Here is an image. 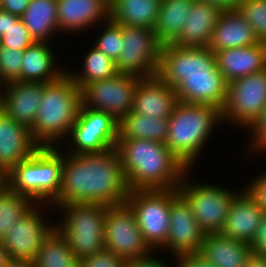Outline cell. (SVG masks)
<instances>
[{
  "mask_svg": "<svg viewBox=\"0 0 266 267\" xmlns=\"http://www.w3.org/2000/svg\"><path fill=\"white\" fill-rule=\"evenodd\" d=\"M161 0H110L109 18L120 25L154 28Z\"/></svg>",
  "mask_w": 266,
  "mask_h": 267,
  "instance_id": "cell-27",
  "label": "cell"
},
{
  "mask_svg": "<svg viewBox=\"0 0 266 267\" xmlns=\"http://www.w3.org/2000/svg\"><path fill=\"white\" fill-rule=\"evenodd\" d=\"M31 0H2L0 9L21 17Z\"/></svg>",
  "mask_w": 266,
  "mask_h": 267,
  "instance_id": "cell-43",
  "label": "cell"
},
{
  "mask_svg": "<svg viewBox=\"0 0 266 267\" xmlns=\"http://www.w3.org/2000/svg\"><path fill=\"white\" fill-rule=\"evenodd\" d=\"M247 188L249 193L254 197L261 209L266 213V173L259 178L254 179Z\"/></svg>",
  "mask_w": 266,
  "mask_h": 267,
  "instance_id": "cell-40",
  "label": "cell"
},
{
  "mask_svg": "<svg viewBox=\"0 0 266 267\" xmlns=\"http://www.w3.org/2000/svg\"><path fill=\"white\" fill-rule=\"evenodd\" d=\"M177 261L176 267H215L200 253L179 256Z\"/></svg>",
  "mask_w": 266,
  "mask_h": 267,
  "instance_id": "cell-42",
  "label": "cell"
},
{
  "mask_svg": "<svg viewBox=\"0 0 266 267\" xmlns=\"http://www.w3.org/2000/svg\"><path fill=\"white\" fill-rule=\"evenodd\" d=\"M56 227L46 225L41 213L34 205L25 215L9 228L1 240L9 258L33 262L44 240Z\"/></svg>",
  "mask_w": 266,
  "mask_h": 267,
  "instance_id": "cell-15",
  "label": "cell"
},
{
  "mask_svg": "<svg viewBox=\"0 0 266 267\" xmlns=\"http://www.w3.org/2000/svg\"><path fill=\"white\" fill-rule=\"evenodd\" d=\"M126 203L134 212L147 245L151 249L163 247L170 228L171 189L132 190Z\"/></svg>",
  "mask_w": 266,
  "mask_h": 267,
  "instance_id": "cell-8",
  "label": "cell"
},
{
  "mask_svg": "<svg viewBox=\"0 0 266 267\" xmlns=\"http://www.w3.org/2000/svg\"><path fill=\"white\" fill-rule=\"evenodd\" d=\"M9 259L7 252L4 250L2 243L0 241V267H2L5 262Z\"/></svg>",
  "mask_w": 266,
  "mask_h": 267,
  "instance_id": "cell-49",
  "label": "cell"
},
{
  "mask_svg": "<svg viewBox=\"0 0 266 267\" xmlns=\"http://www.w3.org/2000/svg\"><path fill=\"white\" fill-rule=\"evenodd\" d=\"M20 20V17L12 15L0 9V37Z\"/></svg>",
  "mask_w": 266,
  "mask_h": 267,
  "instance_id": "cell-45",
  "label": "cell"
},
{
  "mask_svg": "<svg viewBox=\"0 0 266 267\" xmlns=\"http://www.w3.org/2000/svg\"><path fill=\"white\" fill-rule=\"evenodd\" d=\"M35 43L25 24L20 19L15 25L0 37V46L24 50Z\"/></svg>",
  "mask_w": 266,
  "mask_h": 267,
  "instance_id": "cell-37",
  "label": "cell"
},
{
  "mask_svg": "<svg viewBox=\"0 0 266 267\" xmlns=\"http://www.w3.org/2000/svg\"><path fill=\"white\" fill-rule=\"evenodd\" d=\"M266 107V68L228 84L222 119L251 127Z\"/></svg>",
  "mask_w": 266,
  "mask_h": 267,
  "instance_id": "cell-13",
  "label": "cell"
},
{
  "mask_svg": "<svg viewBox=\"0 0 266 267\" xmlns=\"http://www.w3.org/2000/svg\"><path fill=\"white\" fill-rule=\"evenodd\" d=\"M222 120V110L210 104L177 102L168 119L165 145L188 170L195 162L215 123Z\"/></svg>",
  "mask_w": 266,
  "mask_h": 267,
  "instance_id": "cell-5",
  "label": "cell"
},
{
  "mask_svg": "<svg viewBox=\"0 0 266 267\" xmlns=\"http://www.w3.org/2000/svg\"><path fill=\"white\" fill-rule=\"evenodd\" d=\"M252 254L266 255V213H264L260 226L250 244Z\"/></svg>",
  "mask_w": 266,
  "mask_h": 267,
  "instance_id": "cell-41",
  "label": "cell"
},
{
  "mask_svg": "<svg viewBox=\"0 0 266 267\" xmlns=\"http://www.w3.org/2000/svg\"><path fill=\"white\" fill-rule=\"evenodd\" d=\"M218 70L227 83L266 68V42L234 47L215 53Z\"/></svg>",
  "mask_w": 266,
  "mask_h": 267,
  "instance_id": "cell-21",
  "label": "cell"
},
{
  "mask_svg": "<svg viewBox=\"0 0 266 267\" xmlns=\"http://www.w3.org/2000/svg\"><path fill=\"white\" fill-rule=\"evenodd\" d=\"M33 202L30 198L12 191L7 186L0 192V241L12 224H15L34 206Z\"/></svg>",
  "mask_w": 266,
  "mask_h": 267,
  "instance_id": "cell-33",
  "label": "cell"
},
{
  "mask_svg": "<svg viewBox=\"0 0 266 267\" xmlns=\"http://www.w3.org/2000/svg\"><path fill=\"white\" fill-rule=\"evenodd\" d=\"M23 50L0 46V82L21 81Z\"/></svg>",
  "mask_w": 266,
  "mask_h": 267,
  "instance_id": "cell-36",
  "label": "cell"
},
{
  "mask_svg": "<svg viewBox=\"0 0 266 267\" xmlns=\"http://www.w3.org/2000/svg\"><path fill=\"white\" fill-rule=\"evenodd\" d=\"M67 157L64 158L59 196L52 204L97 203L113 206L126 203L129 189L116 147Z\"/></svg>",
  "mask_w": 266,
  "mask_h": 267,
  "instance_id": "cell-1",
  "label": "cell"
},
{
  "mask_svg": "<svg viewBox=\"0 0 266 267\" xmlns=\"http://www.w3.org/2000/svg\"><path fill=\"white\" fill-rule=\"evenodd\" d=\"M79 267H126V262L105 248L79 260Z\"/></svg>",
  "mask_w": 266,
  "mask_h": 267,
  "instance_id": "cell-38",
  "label": "cell"
},
{
  "mask_svg": "<svg viewBox=\"0 0 266 267\" xmlns=\"http://www.w3.org/2000/svg\"><path fill=\"white\" fill-rule=\"evenodd\" d=\"M157 75L176 90L179 102L210 104L223 110L228 83L208 47L163 45Z\"/></svg>",
  "mask_w": 266,
  "mask_h": 267,
  "instance_id": "cell-2",
  "label": "cell"
},
{
  "mask_svg": "<svg viewBox=\"0 0 266 267\" xmlns=\"http://www.w3.org/2000/svg\"><path fill=\"white\" fill-rule=\"evenodd\" d=\"M260 41L237 8L223 10L212 33L208 49L214 54L234 47L256 45Z\"/></svg>",
  "mask_w": 266,
  "mask_h": 267,
  "instance_id": "cell-22",
  "label": "cell"
},
{
  "mask_svg": "<svg viewBox=\"0 0 266 267\" xmlns=\"http://www.w3.org/2000/svg\"><path fill=\"white\" fill-rule=\"evenodd\" d=\"M20 19L35 42H46L59 30L57 0H31Z\"/></svg>",
  "mask_w": 266,
  "mask_h": 267,
  "instance_id": "cell-29",
  "label": "cell"
},
{
  "mask_svg": "<svg viewBox=\"0 0 266 267\" xmlns=\"http://www.w3.org/2000/svg\"><path fill=\"white\" fill-rule=\"evenodd\" d=\"M205 233L200 229L192 213L190 204L179 193L171 189L170 228L166 244L176 257L199 253Z\"/></svg>",
  "mask_w": 266,
  "mask_h": 267,
  "instance_id": "cell-16",
  "label": "cell"
},
{
  "mask_svg": "<svg viewBox=\"0 0 266 267\" xmlns=\"http://www.w3.org/2000/svg\"><path fill=\"white\" fill-rule=\"evenodd\" d=\"M66 211L63 224L56 228L67 239L78 260L105 248L104 222L107 206L97 203L60 205Z\"/></svg>",
  "mask_w": 266,
  "mask_h": 267,
  "instance_id": "cell-7",
  "label": "cell"
},
{
  "mask_svg": "<svg viewBox=\"0 0 266 267\" xmlns=\"http://www.w3.org/2000/svg\"><path fill=\"white\" fill-rule=\"evenodd\" d=\"M105 21L108 25L103 34L100 35L96 41L95 47L116 62L121 54L122 44L124 41L122 35V25L117 24L110 18Z\"/></svg>",
  "mask_w": 266,
  "mask_h": 267,
  "instance_id": "cell-35",
  "label": "cell"
},
{
  "mask_svg": "<svg viewBox=\"0 0 266 267\" xmlns=\"http://www.w3.org/2000/svg\"><path fill=\"white\" fill-rule=\"evenodd\" d=\"M126 267H168L161 260L154 259L150 256L137 258L126 262Z\"/></svg>",
  "mask_w": 266,
  "mask_h": 267,
  "instance_id": "cell-44",
  "label": "cell"
},
{
  "mask_svg": "<svg viewBox=\"0 0 266 267\" xmlns=\"http://www.w3.org/2000/svg\"><path fill=\"white\" fill-rule=\"evenodd\" d=\"M109 5L110 0H57L58 29L73 32L108 20Z\"/></svg>",
  "mask_w": 266,
  "mask_h": 267,
  "instance_id": "cell-24",
  "label": "cell"
},
{
  "mask_svg": "<svg viewBox=\"0 0 266 267\" xmlns=\"http://www.w3.org/2000/svg\"><path fill=\"white\" fill-rule=\"evenodd\" d=\"M104 244L106 250L125 262L145 257L151 252L137 225L134 212L127 203L107 206Z\"/></svg>",
  "mask_w": 266,
  "mask_h": 267,
  "instance_id": "cell-10",
  "label": "cell"
},
{
  "mask_svg": "<svg viewBox=\"0 0 266 267\" xmlns=\"http://www.w3.org/2000/svg\"><path fill=\"white\" fill-rule=\"evenodd\" d=\"M32 263L33 267H79V260L57 228L44 240Z\"/></svg>",
  "mask_w": 266,
  "mask_h": 267,
  "instance_id": "cell-31",
  "label": "cell"
},
{
  "mask_svg": "<svg viewBox=\"0 0 266 267\" xmlns=\"http://www.w3.org/2000/svg\"><path fill=\"white\" fill-rule=\"evenodd\" d=\"M260 42H266V0H239L236 7Z\"/></svg>",
  "mask_w": 266,
  "mask_h": 267,
  "instance_id": "cell-34",
  "label": "cell"
},
{
  "mask_svg": "<svg viewBox=\"0 0 266 267\" xmlns=\"http://www.w3.org/2000/svg\"><path fill=\"white\" fill-rule=\"evenodd\" d=\"M199 253L215 267H243L252 255L249 243L219 233L205 234Z\"/></svg>",
  "mask_w": 266,
  "mask_h": 267,
  "instance_id": "cell-25",
  "label": "cell"
},
{
  "mask_svg": "<svg viewBox=\"0 0 266 267\" xmlns=\"http://www.w3.org/2000/svg\"><path fill=\"white\" fill-rule=\"evenodd\" d=\"M122 51L115 62L118 73L146 78L157 75L161 49L153 28L122 25Z\"/></svg>",
  "mask_w": 266,
  "mask_h": 267,
  "instance_id": "cell-9",
  "label": "cell"
},
{
  "mask_svg": "<svg viewBox=\"0 0 266 267\" xmlns=\"http://www.w3.org/2000/svg\"><path fill=\"white\" fill-rule=\"evenodd\" d=\"M63 156L54 146H40L6 173L7 187L32 201L46 199L52 204L59 196Z\"/></svg>",
  "mask_w": 266,
  "mask_h": 267,
  "instance_id": "cell-6",
  "label": "cell"
},
{
  "mask_svg": "<svg viewBox=\"0 0 266 267\" xmlns=\"http://www.w3.org/2000/svg\"><path fill=\"white\" fill-rule=\"evenodd\" d=\"M242 192L233 198L219 234L251 244L265 212L248 190Z\"/></svg>",
  "mask_w": 266,
  "mask_h": 267,
  "instance_id": "cell-17",
  "label": "cell"
},
{
  "mask_svg": "<svg viewBox=\"0 0 266 267\" xmlns=\"http://www.w3.org/2000/svg\"><path fill=\"white\" fill-rule=\"evenodd\" d=\"M81 105L82 90L66 71L57 80L43 83L40 107L30 129L33 140L52 147L54 140L70 133Z\"/></svg>",
  "mask_w": 266,
  "mask_h": 267,
  "instance_id": "cell-4",
  "label": "cell"
},
{
  "mask_svg": "<svg viewBox=\"0 0 266 267\" xmlns=\"http://www.w3.org/2000/svg\"><path fill=\"white\" fill-rule=\"evenodd\" d=\"M2 267H33V263L25 260L9 258Z\"/></svg>",
  "mask_w": 266,
  "mask_h": 267,
  "instance_id": "cell-48",
  "label": "cell"
},
{
  "mask_svg": "<svg viewBox=\"0 0 266 267\" xmlns=\"http://www.w3.org/2000/svg\"><path fill=\"white\" fill-rule=\"evenodd\" d=\"M222 10L195 0L179 37L173 42L182 47H208Z\"/></svg>",
  "mask_w": 266,
  "mask_h": 267,
  "instance_id": "cell-23",
  "label": "cell"
},
{
  "mask_svg": "<svg viewBox=\"0 0 266 267\" xmlns=\"http://www.w3.org/2000/svg\"><path fill=\"white\" fill-rule=\"evenodd\" d=\"M200 1L207 2L209 4L217 6L222 11L235 9L239 2V0H200Z\"/></svg>",
  "mask_w": 266,
  "mask_h": 267,
  "instance_id": "cell-46",
  "label": "cell"
},
{
  "mask_svg": "<svg viewBox=\"0 0 266 267\" xmlns=\"http://www.w3.org/2000/svg\"><path fill=\"white\" fill-rule=\"evenodd\" d=\"M195 0H161L154 32L162 45L172 44L180 35Z\"/></svg>",
  "mask_w": 266,
  "mask_h": 267,
  "instance_id": "cell-28",
  "label": "cell"
},
{
  "mask_svg": "<svg viewBox=\"0 0 266 267\" xmlns=\"http://www.w3.org/2000/svg\"><path fill=\"white\" fill-rule=\"evenodd\" d=\"M5 86L3 94L0 92V109L31 129L40 107L43 83L17 81Z\"/></svg>",
  "mask_w": 266,
  "mask_h": 267,
  "instance_id": "cell-18",
  "label": "cell"
},
{
  "mask_svg": "<svg viewBox=\"0 0 266 267\" xmlns=\"http://www.w3.org/2000/svg\"><path fill=\"white\" fill-rule=\"evenodd\" d=\"M185 181V183H184ZM182 178L179 193L190 204L200 229L205 234L220 233L236 193L213 185H192ZM187 184V185H186Z\"/></svg>",
  "mask_w": 266,
  "mask_h": 267,
  "instance_id": "cell-12",
  "label": "cell"
},
{
  "mask_svg": "<svg viewBox=\"0 0 266 267\" xmlns=\"http://www.w3.org/2000/svg\"><path fill=\"white\" fill-rule=\"evenodd\" d=\"M138 84V76L116 73L110 78L87 84L82 89V104L111 114L120 121L132 111Z\"/></svg>",
  "mask_w": 266,
  "mask_h": 267,
  "instance_id": "cell-11",
  "label": "cell"
},
{
  "mask_svg": "<svg viewBox=\"0 0 266 267\" xmlns=\"http://www.w3.org/2000/svg\"><path fill=\"white\" fill-rule=\"evenodd\" d=\"M253 129L254 137L251 146H253L255 151H260V149L264 150L266 149V107L261 112L259 118L254 122V124L251 126Z\"/></svg>",
  "mask_w": 266,
  "mask_h": 267,
  "instance_id": "cell-39",
  "label": "cell"
},
{
  "mask_svg": "<svg viewBox=\"0 0 266 267\" xmlns=\"http://www.w3.org/2000/svg\"><path fill=\"white\" fill-rule=\"evenodd\" d=\"M39 147L29 128L0 109V169L7 173L13 166L28 159Z\"/></svg>",
  "mask_w": 266,
  "mask_h": 267,
  "instance_id": "cell-20",
  "label": "cell"
},
{
  "mask_svg": "<svg viewBox=\"0 0 266 267\" xmlns=\"http://www.w3.org/2000/svg\"><path fill=\"white\" fill-rule=\"evenodd\" d=\"M54 57L46 42H35L23 50L21 82L48 83L57 80L63 70H54Z\"/></svg>",
  "mask_w": 266,
  "mask_h": 267,
  "instance_id": "cell-26",
  "label": "cell"
},
{
  "mask_svg": "<svg viewBox=\"0 0 266 267\" xmlns=\"http://www.w3.org/2000/svg\"><path fill=\"white\" fill-rule=\"evenodd\" d=\"M243 267H266V257L265 255L252 254Z\"/></svg>",
  "mask_w": 266,
  "mask_h": 267,
  "instance_id": "cell-47",
  "label": "cell"
},
{
  "mask_svg": "<svg viewBox=\"0 0 266 267\" xmlns=\"http://www.w3.org/2000/svg\"><path fill=\"white\" fill-rule=\"evenodd\" d=\"M7 186L6 172L0 169V192Z\"/></svg>",
  "mask_w": 266,
  "mask_h": 267,
  "instance_id": "cell-50",
  "label": "cell"
},
{
  "mask_svg": "<svg viewBox=\"0 0 266 267\" xmlns=\"http://www.w3.org/2000/svg\"><path fill=\"white\" fill-rule=\"evenodd\" d=\"M118 126L119 121L111 114L90 109L82 104L69 133L75 144L74 150L69 154L102 152L115 148Z\"/></svg>",
  "mask_w": 266,
  "mask_h": 267,
  "instance_id": "cell-14",
  "label": "cell"
},
{
  "mask_svg": "<svg viewBox=\"0 0 266 267\" xmlns=\"http://www.w3.org/2000/svg\"><path fill=\"white\" fill-rule=\"evenodd\" d=\"M84 71L76 76L70 74L73 82L82 90L87 84L114 76L117 72L115 62L95 46L86 55Z\"/></svg>",
  "mask_w": 266,
  "mask_h": 267,
  "instance_id": "cell-32",
  "label": "cell"
},
{
  "mask_svg": "<svg viewBox=\"0 0 266 267\" xmlns=\"http://www.w3.org/2000/svg\"><path fill=\"white\" fill-rule=\"evenodd\" d=\"M177 102L176 90L158 75L139 78L132 112L168 120Z\"/></svg>",
  "mask_w": 266,
  "mask_h": 267,
  "instance_id": "cell-19",
  "label": "cell"
},
{
  "mask_svg": "<svg viewBox=\"0 0 266 267\" xmlns=\"http://www.w3.org/2000/svg\"><path fill=\"white\" fill-rule=\"evenodd\" d=\"M169 122L132 111L119 121L118 139H148L165 144Z\"/></svg>",
  "mask_w": 266,
  "mask_h": 267,
  "instance_id": "cell-30",
  "label": "cell"
},
{
  "mask_svg": "<svg viewBox=\"0 0 266 267\" xmlns=\"http://www.w3.org/2000/svg\"><path fill=\"white\" fill-rule=\"evenodd\" d=\"M116 149L129 191L178 189L188 171L165 144L157 141L118 139Z\"/></svg>",
  "mask_w": 266,
  "mask_h": 267,
  "instance_id": "cell-3",
  "label": "cell"
}]
</instances>
